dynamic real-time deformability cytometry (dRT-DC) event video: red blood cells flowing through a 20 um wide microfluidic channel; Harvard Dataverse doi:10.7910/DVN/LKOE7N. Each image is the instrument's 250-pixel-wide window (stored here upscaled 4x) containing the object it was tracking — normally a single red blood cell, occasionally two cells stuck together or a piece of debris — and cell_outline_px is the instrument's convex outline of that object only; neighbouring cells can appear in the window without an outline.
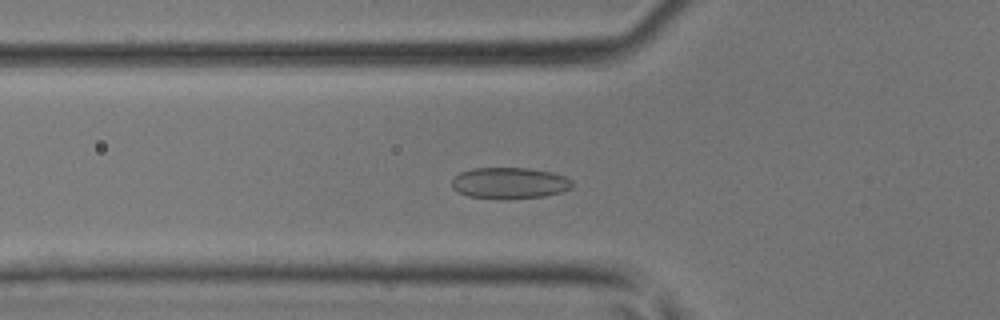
{"species": "common noctule bat (a hibernating species)", "species_latin": "Nyctalus noctula", "temperature_condition": "room temperature", "stored_images_in_passage": 45, "camera_frame_rate_fps": 3000, "um_per_image_px": 0.085, "animal": {"sex": "male", "body_mass_g": 17.9, "forearm_length_mm": 54.2}, "frame": {"image": 1, "passage_image": 15, "time_ms": 4.667, "image_size_px": [1000, 320], "cell_outline_px": [[572, 188], [560, 192], [544, 196], [508, 200], [504, 200], [468, 196], [452, 188], [452, 180], [460, 172], [472, 168], [528, 168], [552, 172], [564, 176], [572, 180]], "centroid_in_image_um": [43.32, 15.57], "position_along_channel_um": 82.5, "area_um2": 22.14}}
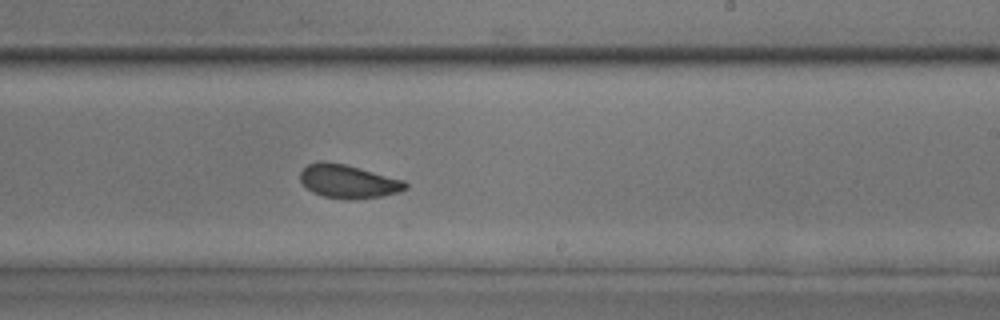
{"frame": {"image": 2, "passage_image": 27, "time_ms": 8.667, "image_size_px": [1000, 320], "cell_outline_px": [[408, 188], [400, 192], [384, 196], [356, 200], [344, 200], [324, 196], [312, 192], [300, 180], [300, 172], [308, 164], [320, 160], [324, 160], [344, 164], [360, 168], [404, 180], [408, 184]], "centroid_in_image_um": [29.62, 15.43], "position_along_channel_um": 259.4, "area_um2": 20.81}}
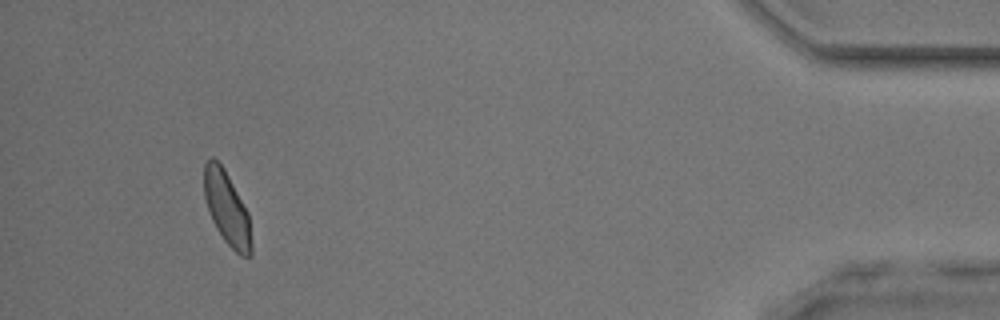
{"frame": {"image": 3, "passage_image": 42, "time_ms": 13.667, "image_size_px": [1000, 320], "cell_outline_px": [[252, 256], [240, 256], [224, 240], [216, 228], [212, 220], [204, 196], [204, 164], [212, 156], [224, 168], [248, 212], [252, 244]], "centroid_in_image_um": [19.29, 17.72], "position_along_channel_um": 415.9, "area_um2": 20.06}}